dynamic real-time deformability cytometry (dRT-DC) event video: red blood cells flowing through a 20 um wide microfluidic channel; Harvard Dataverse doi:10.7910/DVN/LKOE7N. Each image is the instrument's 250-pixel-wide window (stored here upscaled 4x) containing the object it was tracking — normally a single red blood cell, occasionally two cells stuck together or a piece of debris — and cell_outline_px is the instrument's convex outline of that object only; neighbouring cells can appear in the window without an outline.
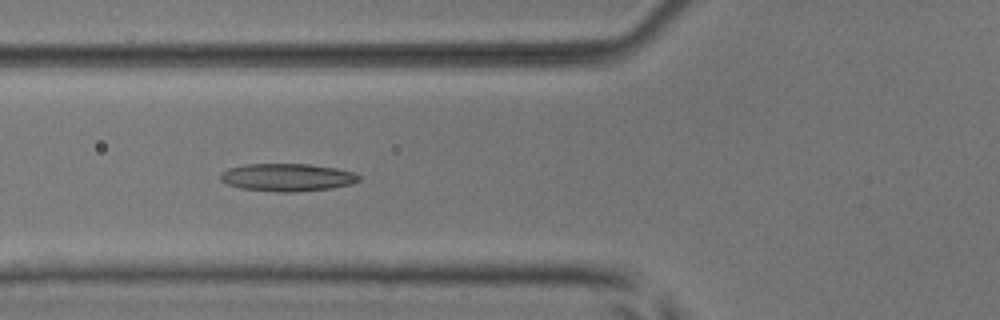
{"species": "common noctule bat (a hibernating species)", "species_latin": "Nyctalus noctula", "temperature_condition": "room temperature", "stored_images_in_passage": 8, "camera_frame_rate_fps": 3000, "um_per_image_px": 0.085, "animal": {"sex": "male", "body_mass_g": 17.9, "forearm_length_mm": 54.2}, "frame": {"image": 1, "passage_image": 6, "time_ms": 1.667, "image_size_px": [1000, 320], "cell_outline_px": [[360, 180], [352, 184], [332, 188], [292, 192], [276, 192], [240, 188], [228, 184], [220, 180], [220, 172], [228, 168], [248, 164], [308, 164], [336, 168], [352, 172], [360, 176]], "centroid_in_image_um": [24.4, 15.08], "position_along_channel_um": 101.4, "area_um2": 22.37}}
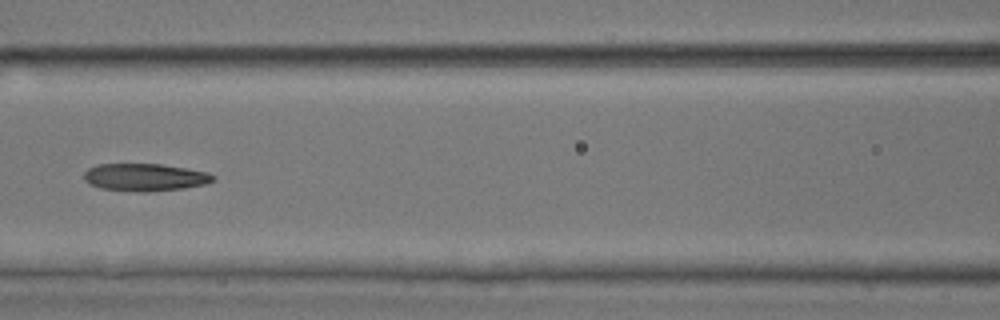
{"frame": {"image": 2, "passage_image": 7, "time_ms": 2.0, "image_size_px": [1000, 320], "cell_outline_px": [[216, 180], [204, 184], [180, 188], [148, 192], [140, 192], [100, 188], [84, 180], [84, 172], [88, 168], [96, 164], [160, 164], [208, 172], [216, 176]], "centroid_in_image_um": [12.31, 15.06], "position_along_channel_um": 154.3, "area_um2": 20.58}}
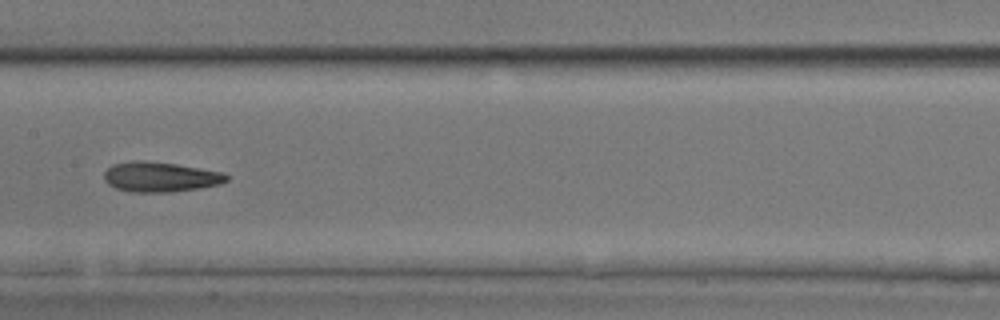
{"frame": {"image": 3, "passage_image": 8, "time_ms": 2.333, "image_size_px": [1000, 320], "cell_outline_px": [[228, 180], [220, 184], [200, 188], [168, 192], [128, 192], [116, 188], [108, 184], [104, 180], [104, 172], [112, 164], [132, 160], [144, 160], [176, 164], [224, 172], [228, 176]], "centroid_in_image_um": [13.61, 15.03], "position_along_channel_um": 193.8, "area_um2": 21.56}}